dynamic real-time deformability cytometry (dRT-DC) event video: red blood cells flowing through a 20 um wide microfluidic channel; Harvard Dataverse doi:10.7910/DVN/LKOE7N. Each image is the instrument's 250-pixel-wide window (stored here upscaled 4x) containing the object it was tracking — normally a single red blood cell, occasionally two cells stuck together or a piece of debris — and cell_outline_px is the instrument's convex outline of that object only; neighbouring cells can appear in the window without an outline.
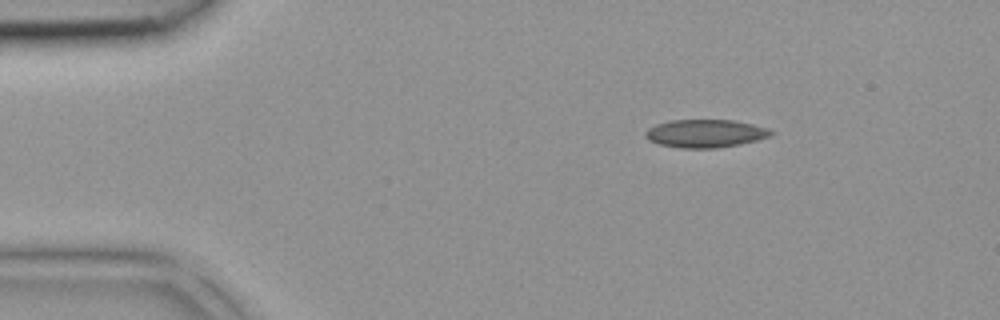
{"species": "common noctule bat (a hibernating species)", "species_latin": "Nyctalus noctula", "temperature_condition": "room temperature", "stored_images_in_passage": 40, "camera_frame_rate_fps": 3000, "um_per_image_px": 0.085, "animal": {"sex": "female", "body_mass_g": 18.4}, "frame": {"image": 1, "passage_image": 6, "time_ms": 1.667, "image_size_px": [1000, 320], "cell_outline_px": [[776, 132], [772, 136], [740, 144], [716, 148], [680, 148], [660, 144], [648, 140], [644, 136], [644, 132], [648, 128], [656, 124], [672, 120], [732, 120], [752, 124], [768, 128]], "centroid_in_image_um": [59.96, 11.34], "position_along_channel_um": 25.0, "area_um2": 20.58}}
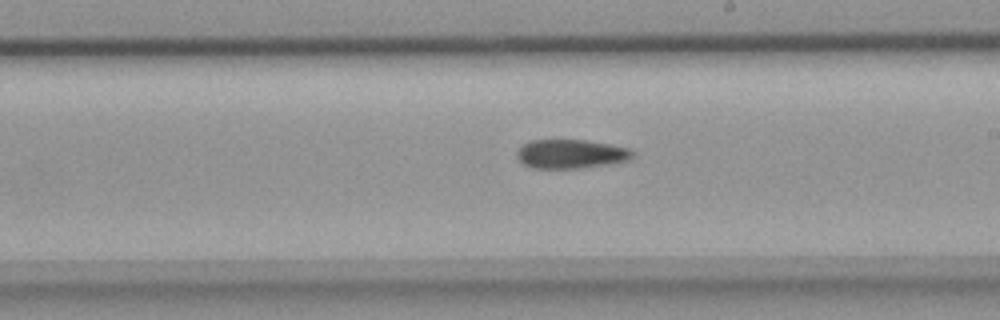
{"frame": {"image": 2, "passage_image": 23, "time_ms": 7.333, "image_size_px": [1000, 320], "cell_outline_px": [[636, 152], [628, 160], [612, 164], [580, 168], [532, 168], [524, 164], [516, 156], [516, 152], [524, 144], [532, 140], [584, 140], [608, 144], [628, 148]], "centroid_in_image_um": [48.54, 13.09], "position_along_channel_um": 240.5, "area_um2": 19.48}}
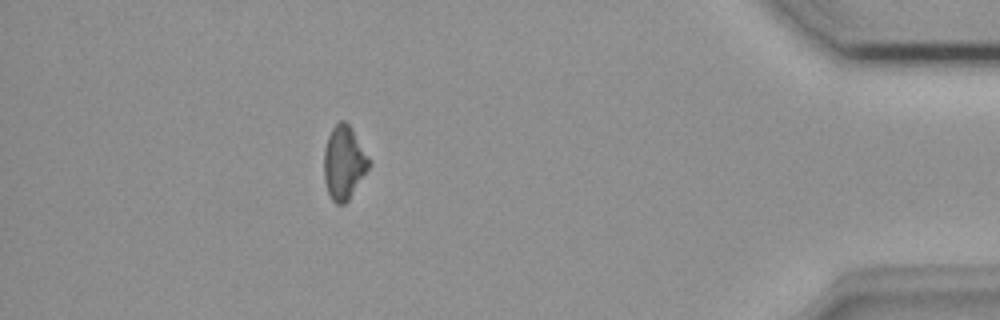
{"frame": {"image": 3, "passage_image": 36, "time_ms": 11.667, "image_size_px": [1000, 320], "cell_outline_px": [[372, 164], [348, 200], [344, 204], [336, 204], [332, 200], [328, 192], [324, 180], [324, 148], [328, 136], [332, 128], [340, 120], [344, 120], [352, 128], [368, 156]], "centroid_in_image_um": [29.23, 13.82], "position_along_channel_um": 406.0, "area_um2": 19.31}}